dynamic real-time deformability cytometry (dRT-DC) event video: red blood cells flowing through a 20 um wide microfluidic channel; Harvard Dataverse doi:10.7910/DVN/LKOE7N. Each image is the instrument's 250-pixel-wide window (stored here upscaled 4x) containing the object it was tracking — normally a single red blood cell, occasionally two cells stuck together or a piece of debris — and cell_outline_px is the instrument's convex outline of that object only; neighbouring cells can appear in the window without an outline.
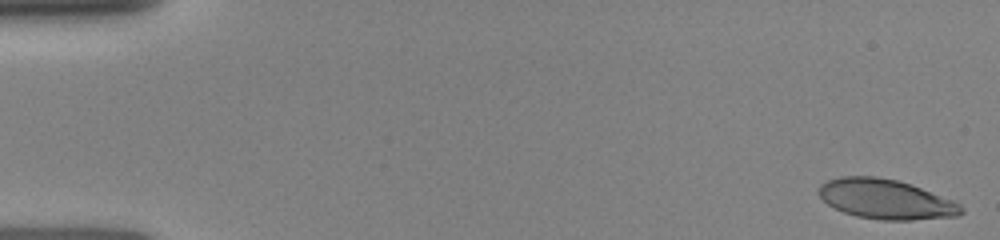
{"species": "human", "species_latin": "Homo sapiens", "temperature_condition": "room temperature", "stored_images_in_passage": 65, "camera_frame_rate_fps": 3000, "um_per_image_px": 0.085, "donor": {"sex": "female"}, "frame": {"image": 1, "passage_image": 1, "time_ms": 0.0, "image_size_px": [1000, 240], "cell_outline_px": [[964, 212], [956, 216], [912, 220], [880, 220], [856, 216], [844, 212], [828, 204], [820, 196], [820, 184], [828, 180], [840, 176], [876, 176], [896, 180], [912, 184], [952, 200], [960, 204], [964, 208]], "centroid_in_image_um": [75.31, 16.93], "position_along_channel_um": 9.7, "area_um2": 32.89}}
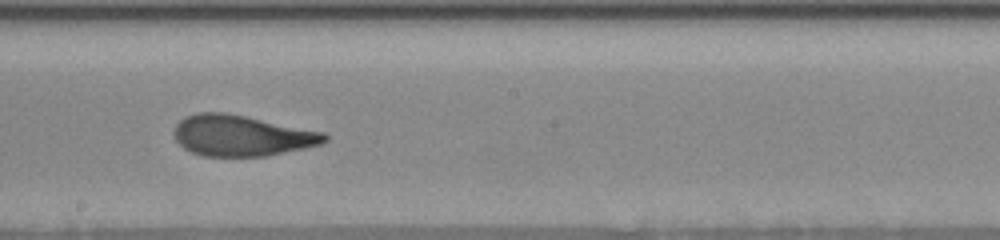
{"frame": {"image": 2, "passage_image": 38, "time_ms": 8.667, "image_size_px": [1000, 240], "cell_outline_px": [[328, 140], [320, 144], [304, 148], [264, 156], [204, 156], [192, 152], [184, 148], [176, 140], [172, 132], [176, 124], [184, 116], [196, 112], [224, 112], [324, 132], [328, 136]], "centroid_in_image_um": [20.49, 11.52], "position_along_channel_um": 227.7, "area_um2": 35.72}}
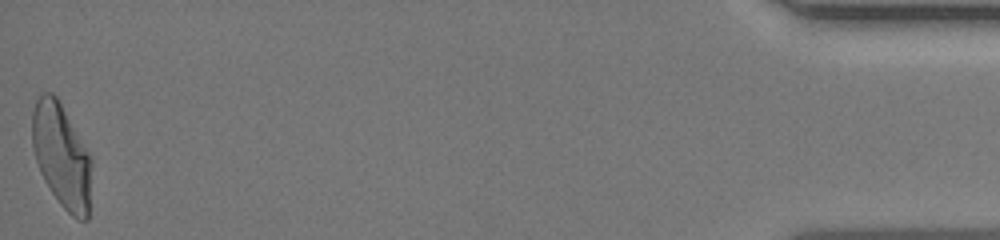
{"frame": {"image": 3, "passage_image": 65, "time_ms": 15.667, "image_size_px": [1000, 240], "cell_outline_px": [[92, 164], [88, 220], [80, 220], [72, 216], [60, 204], [44, 180], [40, 172], [36, 160], [32, 144], [32, 112], [36, 100], [40, 92], [52, 92], [56, 96], [88, 152], [92, 160]], "centroid_in_image_um": [5.23, 13.25], "position_along_channel_um": 430.0, "area_um2": 35.84}}